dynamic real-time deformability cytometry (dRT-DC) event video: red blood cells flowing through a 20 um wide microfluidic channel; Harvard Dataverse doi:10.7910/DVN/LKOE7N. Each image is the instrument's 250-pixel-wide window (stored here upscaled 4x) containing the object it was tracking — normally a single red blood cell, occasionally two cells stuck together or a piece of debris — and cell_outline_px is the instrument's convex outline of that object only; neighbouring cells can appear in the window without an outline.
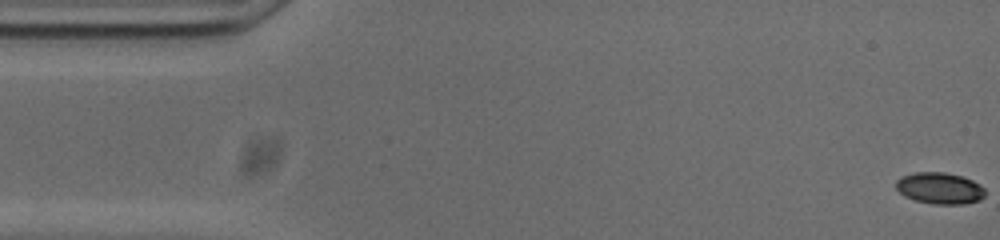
{"species": "common noctule bat (a hibernating species)", "species_latin": "Nyctalus noctula", "temperature_condition": "cold", "stored_images_in_passage": 54, "camera_frame_rate_fps": 3000, "um_per_image_px": 0.085, "animal": {"sex": "male", "body_mass_g": 20.0, "forearm_length_mm": 53.3}, "frame": {"image": 1, "passage_image": 1, "time_ms": 0.0, "image_size_px": [1000, 240], "cell_outline_px": [[984, 196], [980, 200], [964, 204], [932, 204], [916, 200], [904, 196], [896, 188], [896, 180], [900, 176], [916, 172], [944, 172], [964, 176], [980, 184], [984, 188]], "centroid_in_image_um": [79.88, 15.99], "position_along_channel_um": 5.1, "area_um2": 16.47}}
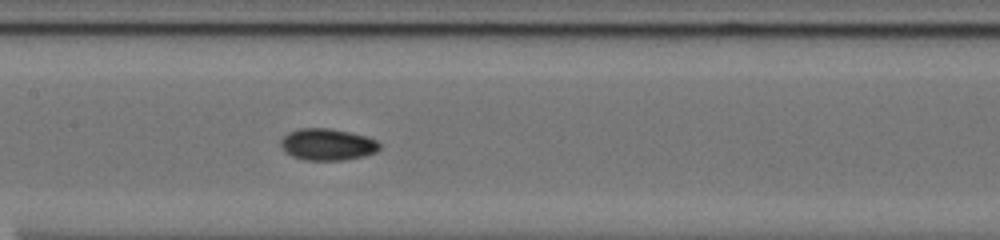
{"frame": {"image": 2, "passage_image": 25, "time_ms": 8.0, "image_size_px": [1000, 240], "cell_outline_px": [[380, 148], [376, 152], [364, 156], [344, 160], [304, 160], [292, 156], [284, 152], [280, 144], [280, 140], [288, 132], [300, 128], [328, 128], [368, 136], [376, 140], [380, 144]], "centroid_in_image_um": [27.82, 12.28], "position_along_channel_um": 179.6, "area_um2": 18.38}}
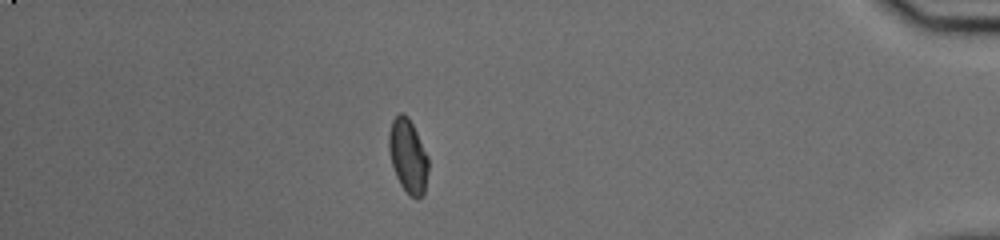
{"frame": {"image": 3, "passage_image": 47, "time_ms": 15.333, "image_size_px": [1000, 240], "cell_outline_px": [[428, 172], [424, 192], [416, 200], [400, 184], [396, 176], [392, 164], [388, 148], [388, 132], [392, 120], [400, 112], [404, 112], [408, 116], [428, 156]], "centroid_in_image_um": [34.67, 13.22], "position_along_channel_um": 400.5, "area_um2": 16.88}, "authors_computed_cell_mechanics": {"area_um2": 16.9932, "velocity_mm_per_s": 3.7399, "shape_relaxation_time_tau1_ms": null, "shape_relaxation_time_tau2_ms": 3.1319, "deformation_change_tau1": null, "deformation_change_tau2": 0.0517}}